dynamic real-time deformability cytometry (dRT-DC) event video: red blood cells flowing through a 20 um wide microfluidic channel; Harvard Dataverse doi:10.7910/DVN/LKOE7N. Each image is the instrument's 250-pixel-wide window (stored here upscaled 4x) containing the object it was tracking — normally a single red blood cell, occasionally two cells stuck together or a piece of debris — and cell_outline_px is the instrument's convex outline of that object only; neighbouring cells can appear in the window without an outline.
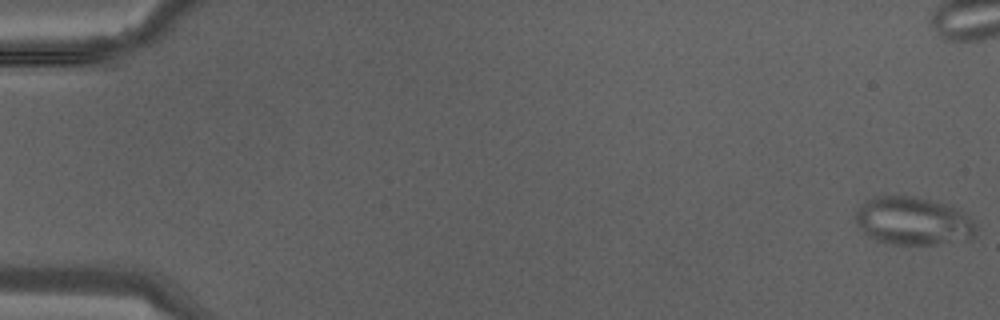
{"species": "Egyptian fruit bat (a non-hibernating species)", "species_latin": "Rousettus aegyptiacus", "temperature_condition": "warm", "stored_images_in_passage": 12, "camera_frame_rate_fps": 3000, "um_per_image_px": 0.085, "animal": {"sex": "male"}, "frame": {"image": 1, "passage_image": 1, "time_ms": 0.0, "image_size_px": [1000, 320], "cell_outline_px": [[976, 232], [972, 240], [936, 244], [892, 244], [880, 240], [864, 232], [856, 220], [856, 212], [860, 204], [864, 200], [880, 196], [912, 196], [948, 204], [960, 208], [976, 224]], "centroid_in_image_um": [77.69, 18.78], "position_along_channel_um": 7.3, "area_um2": 33.76}}